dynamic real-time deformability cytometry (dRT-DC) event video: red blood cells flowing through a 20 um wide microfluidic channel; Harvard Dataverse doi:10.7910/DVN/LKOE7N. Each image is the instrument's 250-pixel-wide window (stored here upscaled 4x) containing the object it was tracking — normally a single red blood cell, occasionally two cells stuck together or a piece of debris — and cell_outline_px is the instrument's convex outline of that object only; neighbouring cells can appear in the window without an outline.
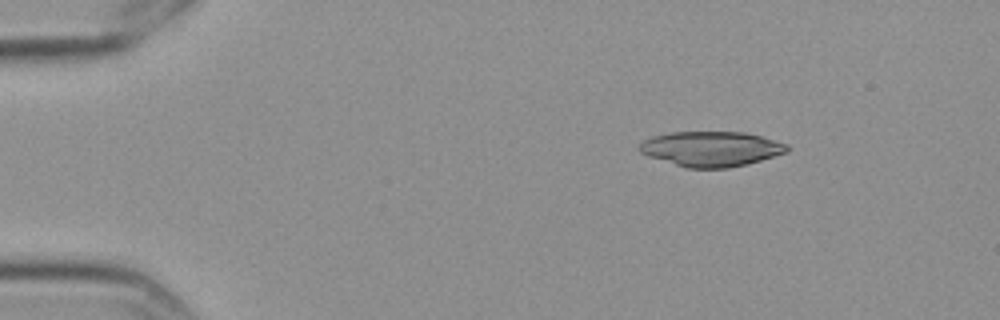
{"species": "Egyptian fruit bat (a non-hibernating species)", "species_latin": "Rousettus aegyptiacus", "temperature_condition": "cold", "stored_images_in_passage": 5, "camera_frame_rate_fps": 3000, "um_per_image_px": 0.085, "frame": {"image": 1, "passage_image": 3, "time_ms": 0.667, "image_size_px": [1000, 320], "cell_outline_px": [[788, 152], [748, 164], [728, 168], [684, 168], [648, 156], [640, 152], [636, 148], [644, 140], [652, 136], [672, 132], [744, 132], [760, 136], [788, 144]], "centroid_in_image_um": [60.43, 12.66], "position_along_channel_um": 24.6, "area_um2": 30.29}}
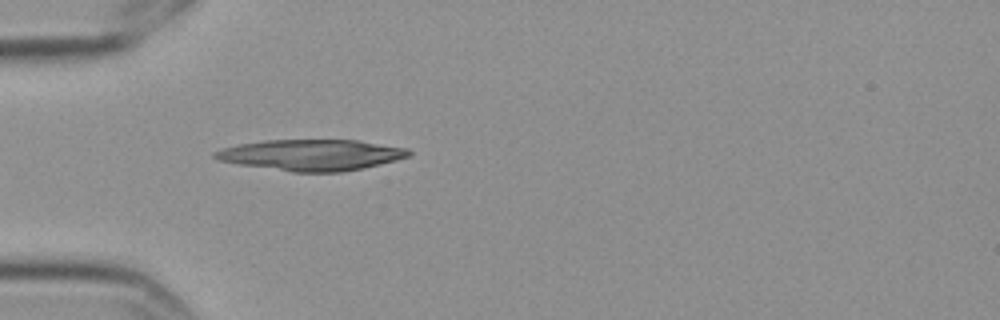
{"frame": {"image": 2, "passage_image": 5, "time_ms": 1.333, "image_size_px": [1000, 320], "cell_outline_px": [[412, 152], [408, 156], [396, 160], [364, 168], [344, 172], [292, 172], [240, 164], [216, 160], [212, 156], [212, 152], [224, 148], [240, 144], [264, 140], [356, 140], [408, 148]], "centroid_in_image_um": [26.47, 13.17], "position_along_channel_um": 58.5, "area_um2": 35.03}}